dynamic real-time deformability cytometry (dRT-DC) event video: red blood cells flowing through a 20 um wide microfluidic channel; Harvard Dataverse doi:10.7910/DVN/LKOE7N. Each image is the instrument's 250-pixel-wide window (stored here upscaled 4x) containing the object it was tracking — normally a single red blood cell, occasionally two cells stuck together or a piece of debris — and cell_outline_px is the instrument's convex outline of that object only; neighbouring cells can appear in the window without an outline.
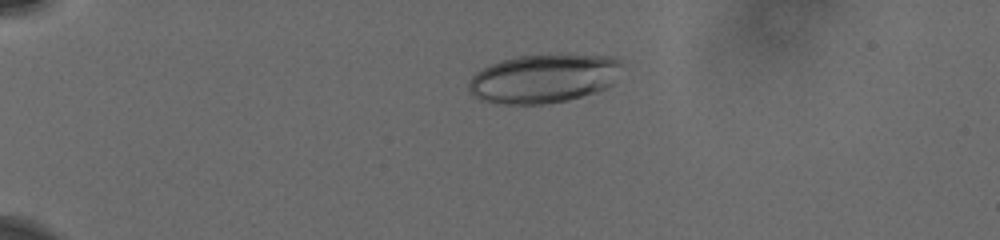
{"species": "human", "species_latin": "Homo sapiens", "temperature_condition": "cold", "stored_images_in_passage": 7, "camera_frame_rate_fps": 3000, "um_per_image_px": 0.085, "donor": {"sex": "male"}, "frame": {"image": 1, "passage_image": 2, "time_ms": 1.0, "image_size_px": [1000, 240], "cell_outline_px": [[620, 64], [608, 84], [604, 88], [596, 92], [568, 100], [544, 104], [500, 104], [480, 100], [468, 88], [468, 80], [476, 72], [492, 64], [504, 60], [520, 56], [608, 56], [620, 60]], "centroid_in_image_um": [46.11, 6.71], "position_along_channel_um": 38.9, "area_um2": 42.19}}